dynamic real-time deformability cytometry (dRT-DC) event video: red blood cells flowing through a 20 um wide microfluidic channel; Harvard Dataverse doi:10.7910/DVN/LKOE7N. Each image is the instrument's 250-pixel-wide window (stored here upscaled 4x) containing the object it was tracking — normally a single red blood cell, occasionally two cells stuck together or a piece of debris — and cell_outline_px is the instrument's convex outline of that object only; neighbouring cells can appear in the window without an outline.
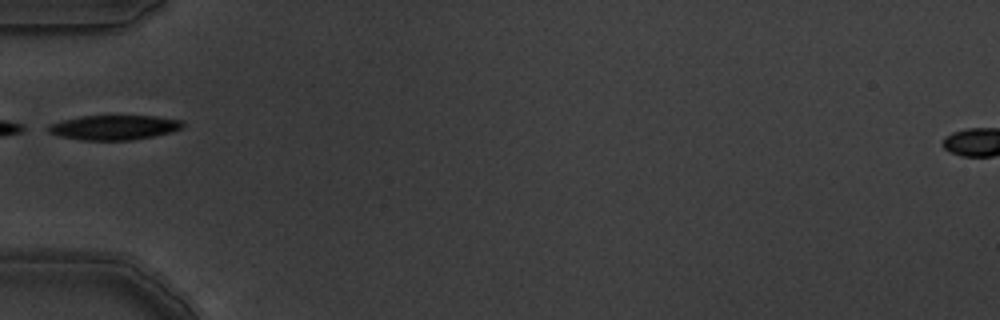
{"species": "common noctule bat (a hibernating species)", "species_latin": "Nyctalus noctula", "temperature_condition": "warm", "stored_images_in_passage": 2, "camera_frame_rate_fps": 3000, "um_per_image_px": 0.085, "animal": {"sex": "male", "body_mass_g": 19.5, "forearm_length_mm": 54.6}, "frame": {"image": 1, "passage_image": 2, "time_ms": 0.333, "image_size_px": [1000, 320], "cell_outline_px": [[184, 124], [180, 128], [168, 132], [152, 136], [132, 140], [80, 140], [60, 136], [48, 132], [48, 124], [80, 116], [156, 116], [184, 120]], "centroid_in_image_um": [9.68, 10.83], "position_along_channel_um": 75.3, "area_um2": 19.19}}